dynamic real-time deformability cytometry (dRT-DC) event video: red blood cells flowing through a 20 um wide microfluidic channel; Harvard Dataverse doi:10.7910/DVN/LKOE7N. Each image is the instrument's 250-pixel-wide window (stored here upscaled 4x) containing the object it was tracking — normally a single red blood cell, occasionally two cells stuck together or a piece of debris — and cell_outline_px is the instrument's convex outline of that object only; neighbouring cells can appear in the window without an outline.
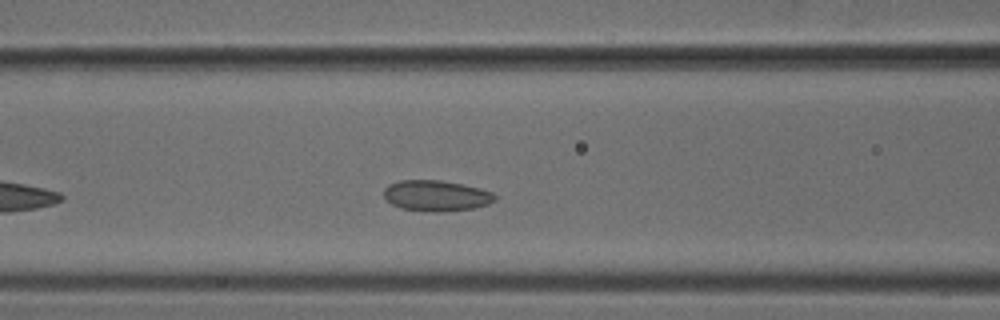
{"species": "common noctule bat (a hibernating species)", "species_latin": "Nyctalus noctula", "temperature_condition": "cold", "stored_images_in_passage": 30, "camera_frame_rate_fps": 3000, "um_per_image_px": 0.085, "animal": {"sex": "male", "body_mass_g": 18.8}, "frame": {"image": 1, "passage_image": 10, "time_ms": 3.0, "image_size_px": [1000, 320], "cell_outline_px": [[496, 200], [488, 204], [472, 208], [436, 212], [428, 212], [400, 208], [384, 200], [384, 188], [388, 184], [400, 180], [440, 180], [480, 188], [492, 192], [496, 196]], "centroid_in_image_um": [37.03, 16.63], "position_along_channel_um": 129.6, "area_um2": 20.0}}
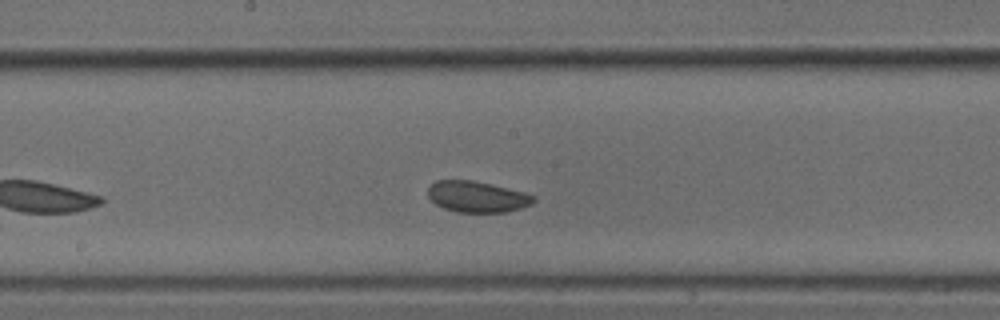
{"frame": {"image": 2, "passage_image": 16, "time_ms": 5.0, "image_size_px": [1000, 320], "cell_outline_px": [[536, 200], [532, 204], [520, 208], [504, 212], [456, 212], [444, 208], [436, 204], [428, 196], [428, 188], [436, 180], [472, 180], [492, 184], [524, 192], [536, 196]], "centroid_in_image_um": [40.57, 16.72], "position_along_channel_um": 207.6, "area_um2": 19.13}}
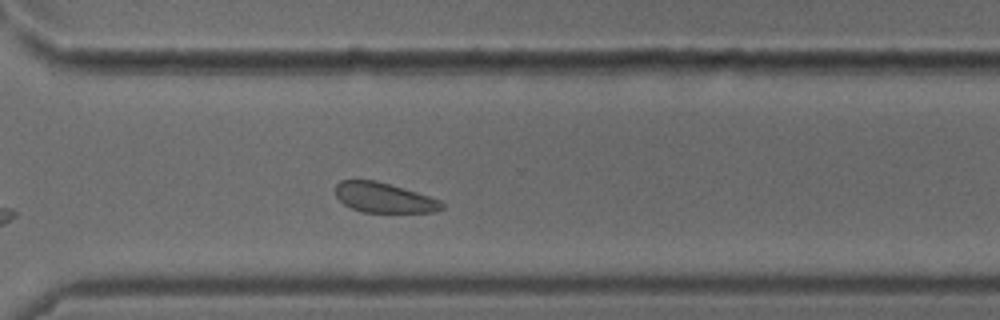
{"frame": {"image": 3, "passage_image": 26, "time_ms": 8.333, "image_size_px": [1000, 320], "cell_outline_px": [[444, 208], [432, 212], [364, 212], [352, 208], [344, 204], [336, 196], [336, 184], [340, 180], [376, 180], [416, 192], [440, 200], [444, 204]], "centroid_in_image_um": [32.63, 16.8], "position_along_channel_um": 338.0, "area_um2": 18.38}}